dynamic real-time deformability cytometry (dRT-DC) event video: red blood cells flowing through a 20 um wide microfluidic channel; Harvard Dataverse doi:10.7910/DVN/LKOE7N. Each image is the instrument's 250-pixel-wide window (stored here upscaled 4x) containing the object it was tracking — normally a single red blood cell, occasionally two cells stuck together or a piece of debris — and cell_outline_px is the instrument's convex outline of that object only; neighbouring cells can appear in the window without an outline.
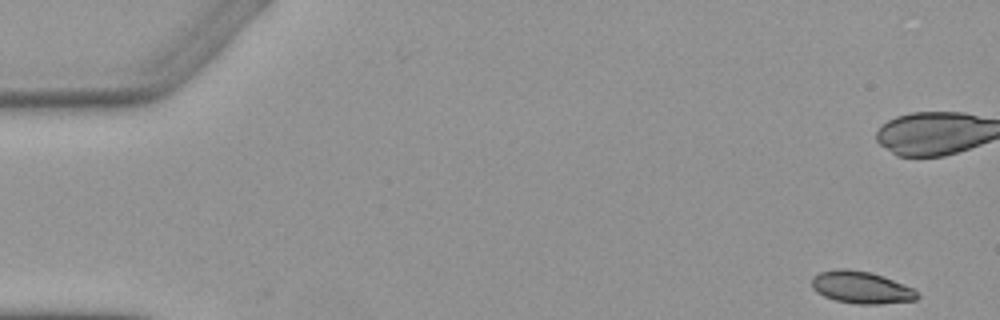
{"species": "Egyptian fruit bat (a non-hibernating species)", "species_latin": "Rousettus aegyptiacus", "temperature_condition": "warm", "stored_images_in_passage": 6, "camera_frame_rate_fps": 3000, "um_per_image_px": 0.085, "animal": {"sex": "female"}, "frame": {"image": 1, "passage_image": 1, "time_ms": 0.0, "image_size_px": [1000, 320], "cell_outline_px": [[920, 296], [916, 300], [880, 304], [856, 304], [836, 300], [824, 296], [816, 292], [812, 288], [812, 276], [820, 272], [836, 268], [848, 268], [868, 272], [884, 276], [912, 288]], "centroid_in_image_um": [73.18, 24.42], "position_along_channel_um": 11.8, "area_um2": 19.83}}